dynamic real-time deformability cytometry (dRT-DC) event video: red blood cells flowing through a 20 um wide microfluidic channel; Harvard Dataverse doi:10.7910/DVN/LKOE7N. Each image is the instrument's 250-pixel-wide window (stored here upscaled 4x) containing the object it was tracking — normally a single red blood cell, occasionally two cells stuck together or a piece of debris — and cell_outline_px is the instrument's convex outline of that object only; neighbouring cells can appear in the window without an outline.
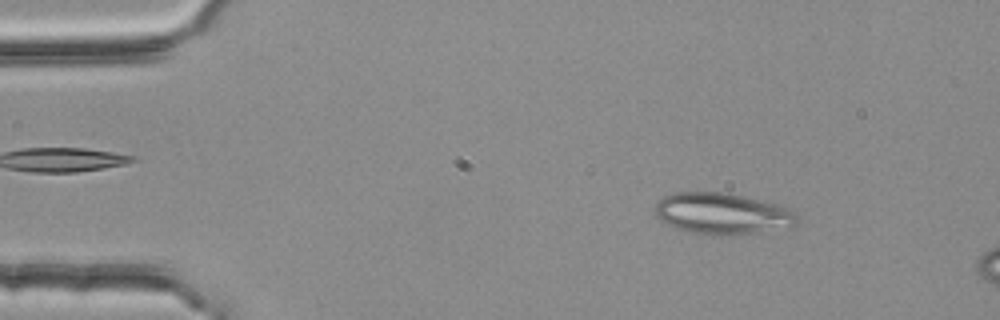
{"species": "common noctule bat (a hibernating species)", "species_latin": "Nyctalus noctula", "temperature_condition": "room temperature", "stored_images_in_passage": 10, "camera_frame_rate_fps": 3000, "um_per_image_px": 0.085, "animal": {"sex": "female", "body_mass_g": 25.1}, "frame": {"image": 1, "passage_image": 4, "time_ms": 1.0, "image_size_px": [1000, 320], "cell_outline_px": [[800, 224], [792, 228], [712, 236], [676, 228], [660, 220], [656, 216], [656, 204], [664, 196], [676, 192], [724, 192], [772, 204], [784, 208], [792, 212], [800, 220]], "centroid_in_image_um": [61.38, 18.17], "position_along_channel_um": 23.6, "area_um2": 33.58}}